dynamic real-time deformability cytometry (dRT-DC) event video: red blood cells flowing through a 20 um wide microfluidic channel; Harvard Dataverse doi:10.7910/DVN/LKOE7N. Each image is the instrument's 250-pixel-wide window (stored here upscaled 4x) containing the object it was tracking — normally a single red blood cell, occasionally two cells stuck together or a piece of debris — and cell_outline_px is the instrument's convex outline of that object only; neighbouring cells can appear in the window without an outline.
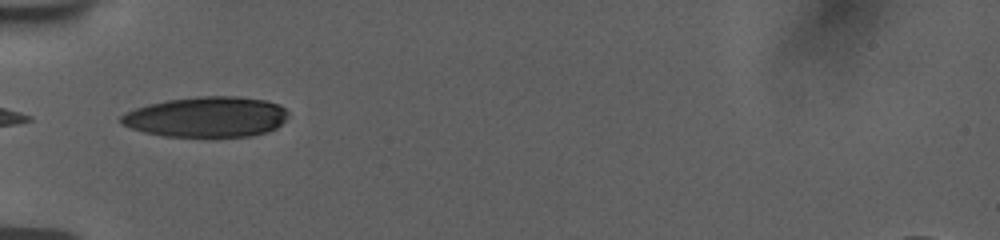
{"species": "human", "species_latin": "Homo sapiens", "temperature_condition": "room temperature", "stored_images_in_passage": 37, "camera_frame_rate_fps": 3000, "um_per_image_px": 0.085, "donor": {"sex": "female"}, "frame": {"image": 1, "passage_image": 1, "time_ms": 0.0, "image_size_px": [1000, 240], "cell_outline_px": [[288, 116], [276, 128], [268, 132], [252, 136], [164, 136], [144, 132], [132, 128], [124, 124], [120, 120], [120, 116], [124, 112], [148, 104], [168, 100], [196, 96], [240, 96], [264, 100], [280, 104], [288, 112]], "centroid_in_image_um": [17.58, 9.93], "position_along_channel_um": 67.4, "area_um2": 39.36}}
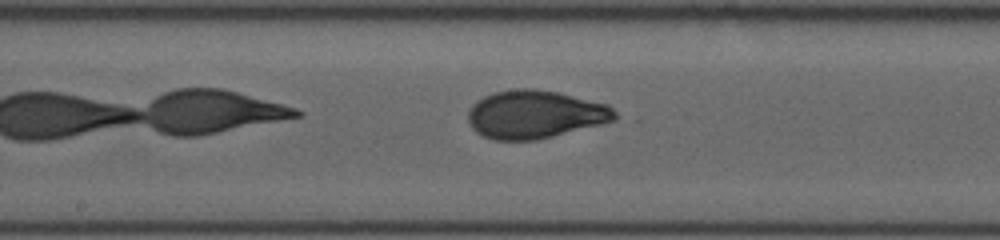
{"frame": {"image": 2, "passage_image": 12, "time_ms": 3.667, "image_size_px": [1000, 240], "cell_outline_px": [[616, 120], [536, 140], [496, 140], [484, 136], [476, 132], [472, 128], [468, 120], [468, 112], [472, 104], [476, 100], [484, 96], [496, 92], [516, 88], [532, 88], [560, 92], [608, 104], [616, 112]], "centroid_in_image_um": [45.47, 9.71], "position_along_channel_um": 202.7, "area_um2": 41.15}}
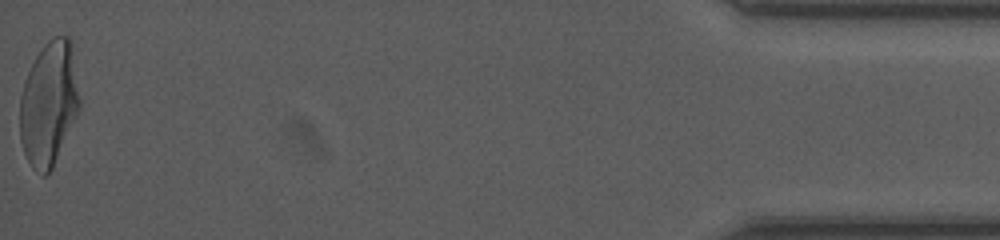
{"frame": {"image": 3, "passage_image": 37, "time_ms": 12.0, "image_size_px": [1000, 240], "cell_outline_px": [[80, 108], [52, 168], [44, 176], [40, 176], [32, 168], [24, 152], [20, 140], [20, 96], [28, 72], [36, 56], [44, 44], [52, 36], [68, 36], [72, 40], [80, 100]], "centroid_in_image_um": [4.16, 8.78], "position_along_channel_um": 431.0, "area_um2": 43.29}, "authors_computed_cell_mechanics": {"area_um2": 40.6912, "velocity_mm_per_s": 3.753, "shape_relaxation_time_tau1_ms": 5.0693, "shape_relaxation_time_tau2_ms": null, "deformation_change_tau1": 0.1922, "deformation_change_tau2": null}}